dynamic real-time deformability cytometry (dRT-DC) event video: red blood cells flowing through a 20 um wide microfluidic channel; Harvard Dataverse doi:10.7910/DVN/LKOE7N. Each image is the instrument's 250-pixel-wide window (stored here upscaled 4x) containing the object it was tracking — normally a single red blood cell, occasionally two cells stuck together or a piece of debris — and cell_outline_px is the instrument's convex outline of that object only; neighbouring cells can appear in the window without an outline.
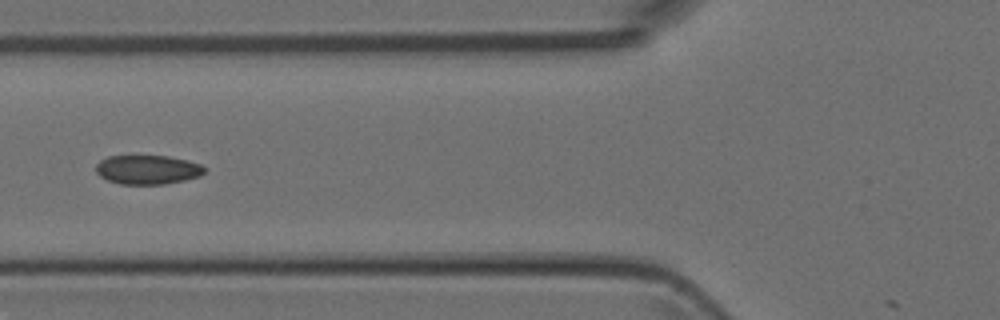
{"species": "Egyptian fruit bat (a non-hibernating species)", "species_latin": "Rousettus aegyptiacus", "temperature_condition": "room temperature", "stored_images_in_passage": 6, "camera_frame_rate_fps": 3000, "um_per_image_px": 0.085, "animal": {"sex": "female"}, "frame": {"image": 1, "passage_image": 5, "time_ms": 4.667, "image_size_px": [1000, 320], "cell_outline_px": [[204, 172], [200, 176], [184, 180], [164, 184], [120, 184], [108, 180], [100, 176], [96, 172], [96, 164], [100, 160], [108, 156], [168, 156], [200, 164], [204, 168]], "centroid_in_image_um": [12.51, 14.42], "position_along_channel_um": 113.3, "area_um2": 18.26}}
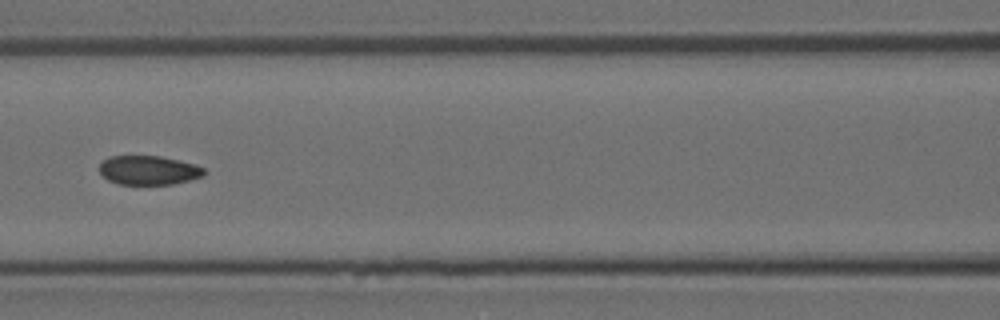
{"frame": {"image": 2, "passage_image": 6, "time_ms": 5.667, "image_size_px": [1000, 320], "cell_outline_px": [[204, 176], [172, 184], [120, 184], [108, 180], [100, 172], [100, 164], [108, 156], [160, 156], [196, 164], [204, 168]], "centroid_in_image_um": [12.64, 14.46], "position_along_channel_um": 154.0, "area_um2": 17.63}}